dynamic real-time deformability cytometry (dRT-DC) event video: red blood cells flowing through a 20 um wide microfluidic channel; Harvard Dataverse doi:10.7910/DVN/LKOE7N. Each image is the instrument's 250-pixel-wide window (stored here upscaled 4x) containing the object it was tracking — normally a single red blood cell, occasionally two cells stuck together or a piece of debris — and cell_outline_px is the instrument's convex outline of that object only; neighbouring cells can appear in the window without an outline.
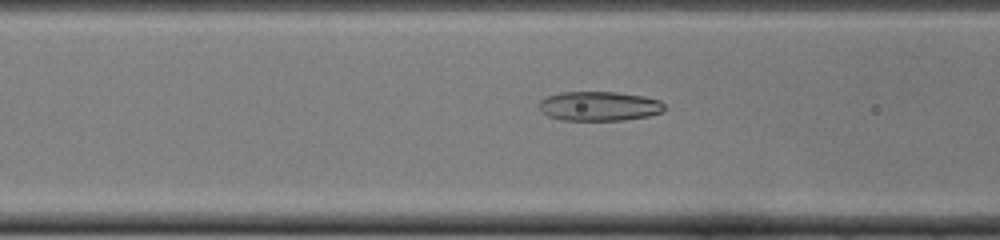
{"species": "common noctule bat (a hibernating species)", "species_latin": "Nyctalus noctula", "temperature_condition": "cold", "stored_images_in_passage": 49, "camera_frame_rate_fps": 3000, "um_per_image_px": 0.085, "animal": {"sex": "female", "body_mass_g": 22.0, "forearm_length_mm": 56.7}, "frame": {"image": 1, "passage_image": 18, "time_ms": 5.667, "image_size_px": [1000, 240], "cell_outline_px": [[664, 112], [648, 116], [624, 120], [560, 120], [548, 116], [540, 112], [536, 104], [540, 100], [548, 96], [560, 92], [616, 92], [644, 96], [660, 100], [664, 104]], "centroid_in_image_um": [50.9, 9.02], "position_along_channel_um": 115.7, "area_um2": 21.79}}
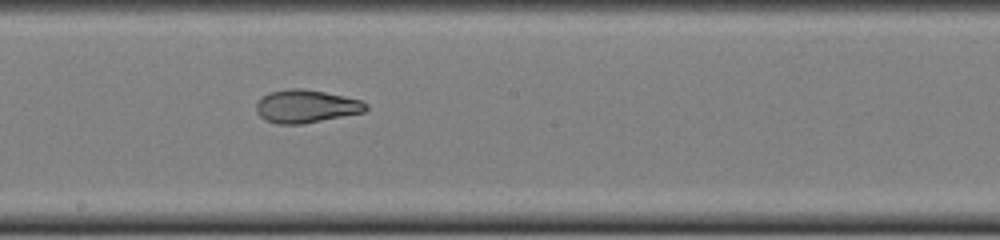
{"frame": {"image": 2, "passage_image": 26, "time_ms": 8.333, "image_size_px": [1000, 240], "cell_outline_px": [[368, 108], [364, 112], [300, 124], [276, 124], [264, 120], [256, 112], [256, 104], [268, 92], [288, 88], [300, 88], [324, 92], [344, 96], [360, 100], [368, 104]], "centroid_in_image_um": [25.99, 9.03], "position_along_channel_um": 222.2, "area_um2": 20.98}}
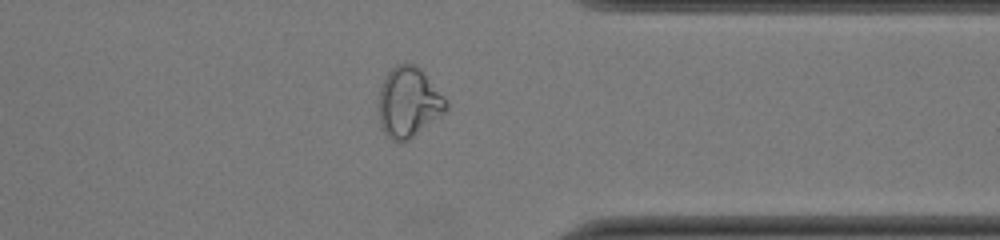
{"frame": {"image": 3, "passage_image": 38, "time_ms": 12.333, "image_size_px": [1000, 240], "cell_outline_px": [[448, 112], [408, 140], [400, 144], [392, 140], [384, 132], [380, 124], [376, 108], [376, 104], [380, 84], [388, 72], [396, 64], [412, 64], [420, 68], [448, 100]], "centroid_in_image_um": [34.72, 8.72], "position_along_channel_um": 376.7, "area_um2": 28.38}, "authors_computed_cell_mechanics": {"area_um2": 23.7558, "velocity_mm_per_s": 4.003, "shape_relaxation_time_tau1_ms": null, "shape_relaxation_time_tau2_ms": 1.917, "deformation_change_tau1": null, "deformation_change_tau2": 0.0885}}